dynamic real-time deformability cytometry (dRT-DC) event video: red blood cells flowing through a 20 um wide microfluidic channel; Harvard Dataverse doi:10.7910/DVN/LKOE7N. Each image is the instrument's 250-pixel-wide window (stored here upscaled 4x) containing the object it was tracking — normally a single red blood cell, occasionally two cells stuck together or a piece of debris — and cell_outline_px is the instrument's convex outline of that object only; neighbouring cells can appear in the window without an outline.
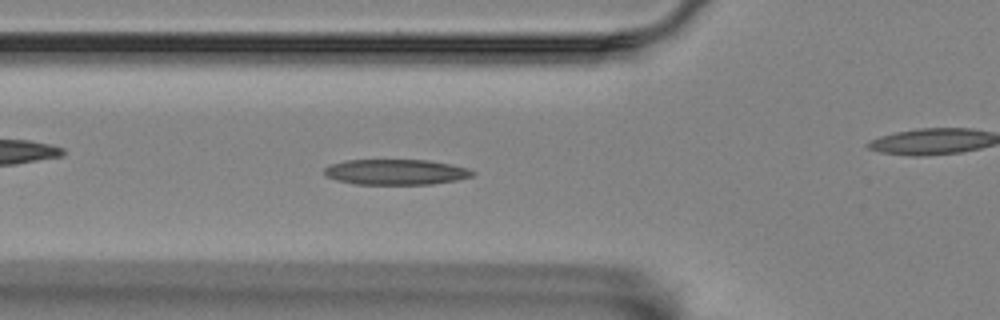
{"species": "Egyptian fruit bat (a non-hibernating species)", "species_latin": "Rousettus aegyptiacus", "temperature_condition": "room temperature", "stored_images_in_passage": 48, "camera_frame_rate_fps": 3000, "um_per_image_px": 0.085, "animal": {"sex": "female"}, "frame": {"image": 1, "passage_image": 11, "time_ms": 3.333, "image_size_px": [1000, 320], "cell_outline_px": [[476, 172], [472, 176], [456, 180], [432, 184], [356, 184], [336, 180], [324, 176], [324, 168], [328, 164], [348, 160], [428, 160], [468, 168]], "centroid_in_image_um": [33.6, 14.62], "position_along_channel_um": 92.2, "area_um2": 22.02}}
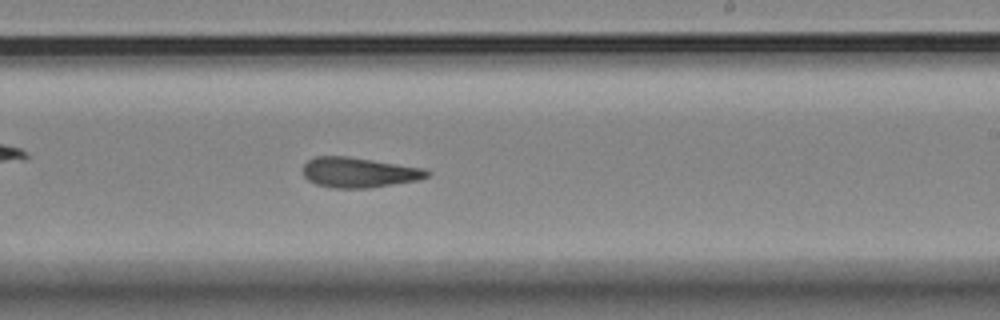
{"frame": {"image": 2, "passage_image": 25, "time_ms": 8.0, "image_size_px": [1000, 320], "cell_outline_px": [[432, 172], [428, 176], [420, 180], [368, 188], [332, 188], [316, 184], [308, 180], [304, 176], [304, 164], [308, 160], [316, 156], [348, 156], [424, 168]], "centroid_in_image_um": [30.53, 14.66], "position_along_channel_um": 258.5, "area_um2": 21.85}}
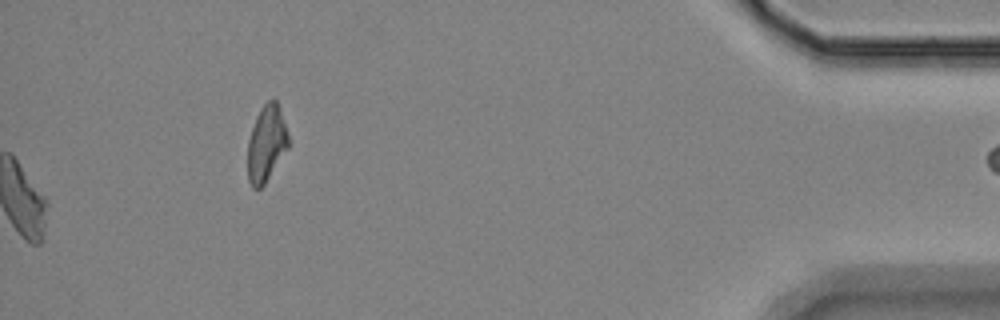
{"frame": {"image": 3, "passage_image": 48, "time_ms": 15.667, "image_size_px": [1000, 320], "cell_outline_px": [[288, 148], [264, 184], [260, 188], [252, 188], [248, 180], [248, 140], [256, 116], [260, 108], [268, 100], [276, 100], [280, 108], [288, 136]], "centroid_in_image_um": [22.63, 12.2], "position_along_channel_um": 412.6, "area_um2": 17.86}, "authors_computed_cell_mechanics": {"area_um2": 22.0218, "velocity_mm_per_s": 3.5513, "shape_relaxation_time_tau1_ms": null, "shape_relaxation_time_tau2_ms": 4.0917, "deformation_change_tau1": null, "deformation_change_tau2": 0.1407}}